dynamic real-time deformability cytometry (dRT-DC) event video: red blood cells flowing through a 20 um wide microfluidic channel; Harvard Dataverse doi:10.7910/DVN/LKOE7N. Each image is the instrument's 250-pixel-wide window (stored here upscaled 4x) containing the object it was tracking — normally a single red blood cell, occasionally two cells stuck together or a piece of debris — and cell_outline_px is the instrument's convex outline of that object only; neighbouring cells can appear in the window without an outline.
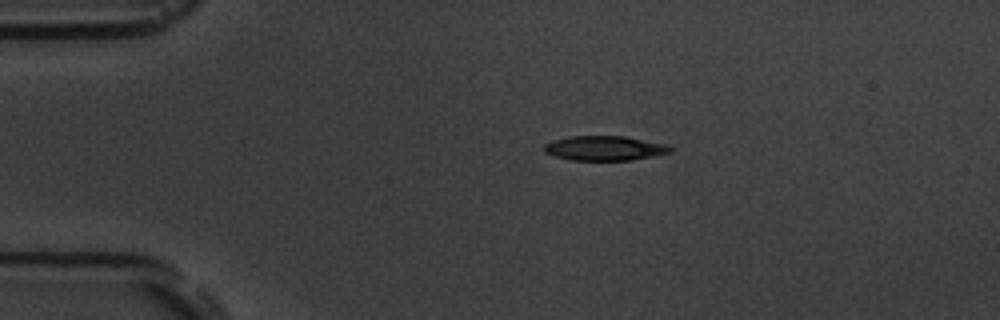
{"species": "common noctule bat (a hibernating species)", "species_latin": "Nyctalus noctula", "temperature_condition": "room temperature", "stored_images_in_passage": 5, "camera_frame_rate_fps": 3000, "um_per_image_px": 0.085, "animal": {"sex": "male", "body_mass_g": 19.5, "forearm_length_mm": 54.6}, "frame": {"image": 1, "passage_image": 3, "time_ms": 3.0, "image_size_px": [1000, 320], "cell_outline_px": [[672, 152], [652, 156], [628, 160], [568, 160], [544, 152], [544, 144], [552, 140], [568, 136], [624, 136], [664, 144], [672, 148]], "centroid_in_image_um": [51.34, 12.59], "position_along_channel_um": 33.7, "area_um2": 17.98}}
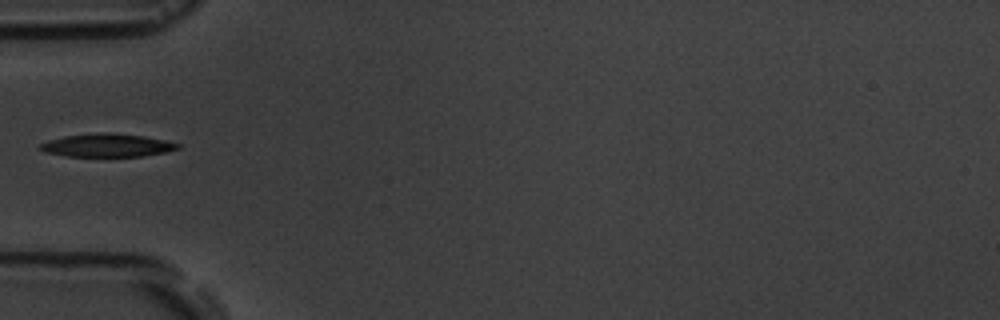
{"frame": {"image": 2, "passage_image": 5, "time_ms": 5.333, "image_size_px": [1000, 320], "cell_outline_px": [[180, 148], [164, 152], [140, 156], [68, 156], [48, 152], [40, 148], [40, 144], [48, 140], [64, 136], [100, 132], [108, 132], [144, 136], [164, 140], [180, 144]], "centroid_in_image_um": [9.12, 12.34], "position_along_channel_um": 75.9, "area_um2": 18.26}}